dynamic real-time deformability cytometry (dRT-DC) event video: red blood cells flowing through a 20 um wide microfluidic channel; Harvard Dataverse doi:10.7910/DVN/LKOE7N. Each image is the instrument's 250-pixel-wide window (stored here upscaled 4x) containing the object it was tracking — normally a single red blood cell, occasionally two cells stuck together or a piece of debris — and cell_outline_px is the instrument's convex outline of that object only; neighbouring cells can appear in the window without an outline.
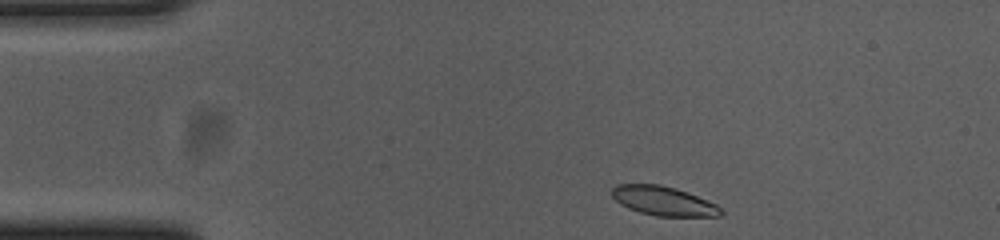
{"species": "common noctule bat (a hibernating species)", "species_latin": "Nyctalus noctula", "temperature_condition": "cold", "stored_images_in_passage": 47, "camera_frame_rate_fps": 3000, "um_per_image_px": 0.085, "animal": {"sex": "female", "body_mass_g": 23.0, "forearm_length_mm": 53.4}, "frame": {"image": 1, "passage_image": 1, "time_ms": 0.0, "image_size_px": [1000, 240], "cell_outline_px": [[724, 212], [720, 216], [656, 216], [640, 212], [628, 208], [620, 204], [612, 196], [612, 188], [616, 184], [660, 184], [676, 188], [716, 204]], "centroid_in_image_um": [56.37, 17.08], "position_along_channel_um": 28.6, "area_um2": 18.44}}
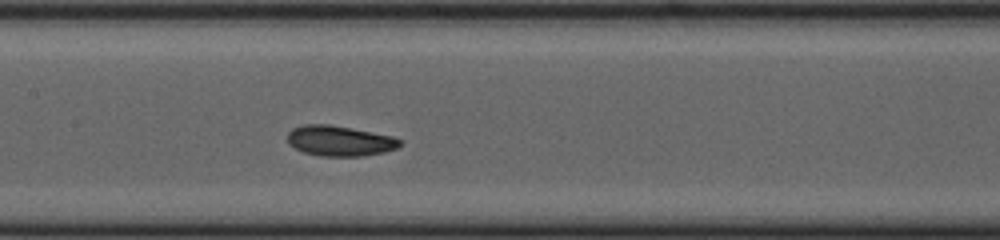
{"frame": {"image": 2, "passage_image": 18, "time_ms": 5.667, "image_size_px": [1000, 240], "cell_outline_px": [[400, 144], [396, 148], [384, 152], [360, 156], [320, 156], [304, 152], [288, 144], [288, 132], [292, 128], [304, 124], [328, 124], [392, 136], [400, 140]], "centroid_in_image_um": [28.83, 11.97], "position_along_channel_um": 178.6, "area_um2": 19.65}}
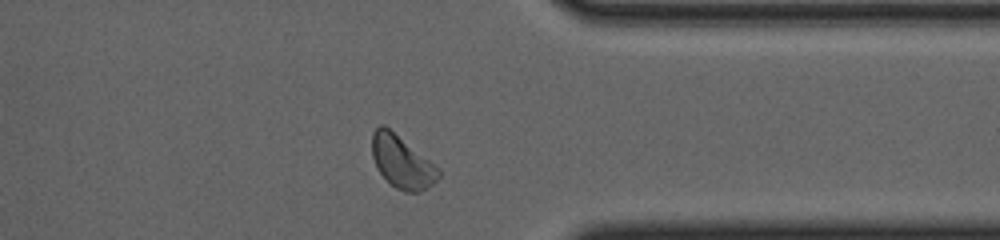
{"frame": {"image": 3, "passage_image": 35, "time_ms": 11.333, "image_size_px": [1000, 240], "cell_outline_px": [[440, 176], [432, 184], [420, 192], [404, 192], [396, 188], [380, 172], [372, 156], [372, 132], [380, 124], [384, 124], [440, 168]], "centroid_in_image_um": [34.17, 13.75], "position_along_channel_um": 377.2, "area_um2": 20.11}, "authors_computed_cell_mechanics": {"area_um2": 19.7098, "velocity_mm_per_s": 3.6461, "shape_relaxation_time_tau1_ms": 1.7486, "shape_relaxation_time_tau2_ms": 6.1822, "deformation_change_tau1": 0.095, "deformation_change_tau2": 0.1013}}